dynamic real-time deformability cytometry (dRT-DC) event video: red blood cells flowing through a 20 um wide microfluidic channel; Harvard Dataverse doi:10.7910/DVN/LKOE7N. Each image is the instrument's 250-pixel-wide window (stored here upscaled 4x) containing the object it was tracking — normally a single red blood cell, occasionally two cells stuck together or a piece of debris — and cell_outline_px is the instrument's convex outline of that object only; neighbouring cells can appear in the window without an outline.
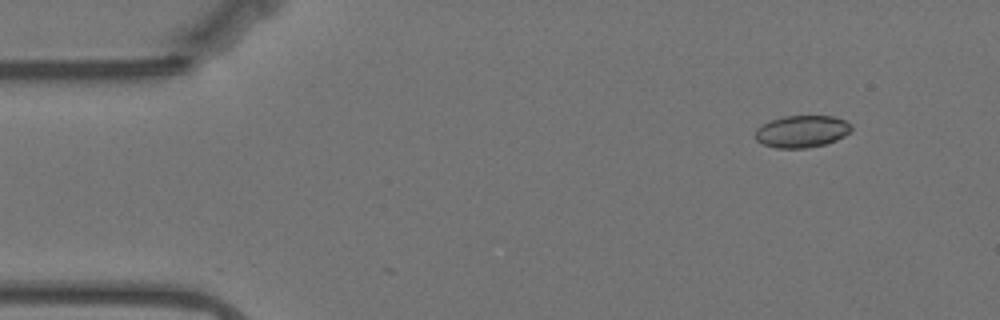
{"species": "Egyptian fruit bat (a non-hibernating species)", "species_latin": "Rousettus aegyptiacus", "temperature_condition": "warm", "stored_images_in_passage": 47, "camera_frame_rate_fps": 3000, "um_per_image_px": 0.085, "animal": {"sex": "female"}, "frame": {"image": 1, "passage_image": 1, "time_ms": 0.0, "image_size_px": [1000, 320], "cell_outline_px": [[852, 128], [844, 136], [836, 140], [824, 144], [804, 148], [776, 148], [764, 144], [756, 140], [756, 128], [772, 120], [784, 116], [832, 116], [844, 120], [852, 124]], "centroid_in_image_um": [68.16, 11.17], "position_along_channel_um": 16.8, "area_um2": 17.74}}
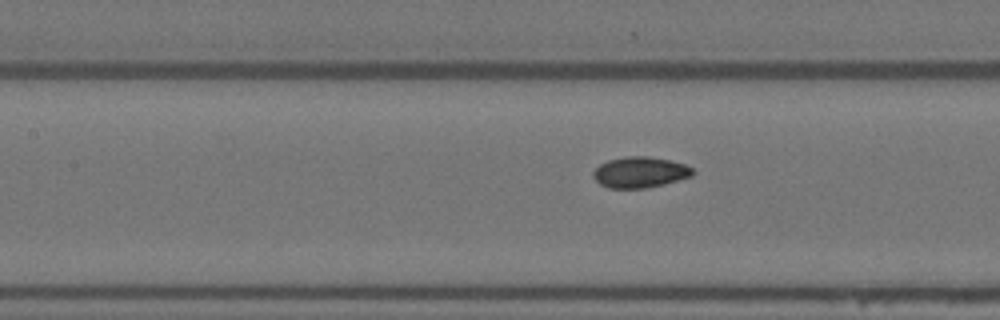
{"frame": {"image": 2, "passage_image": 20, "time_ms": 6.333, "image_size_px": [1000, 320], "cell_outline_px": [[696, 172], [692, 176], [664, 184], [648, 188], [608, 188], [600, 184], [592, 176], [592, 172], [600, 164], [608, 160], [624, 156], [648, 156], [672, 160], [684, 164], [692, 168]], "centroid_in_image_um": [54.41, 14.64], "position_along_channel_um": 153.0, "area_um2": 18.09}}
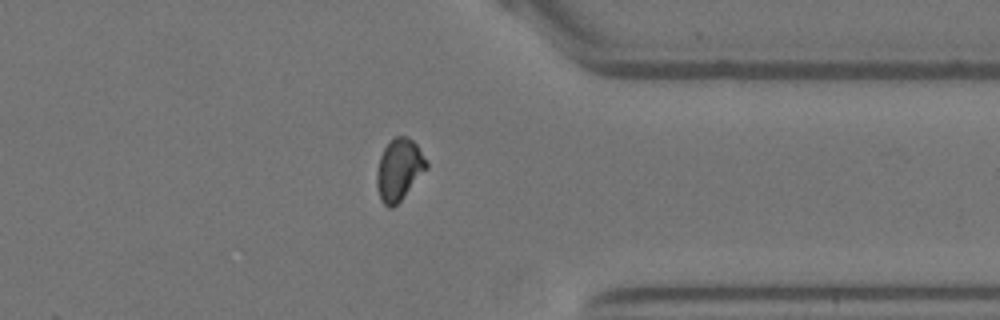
{"frame": {"image": 3, "passage_image": 40, "time_ms": 13.0, "image_size_px": [1000, 320], "cell_outline_px": [[428, 168], [400, 200], [392, 208], [388, 208], [380, 200], [376, 184], [376, 172], [380, 156], [384, 148], [396, 136], [408, 136], [416, 144], [428, 160]], "centroid_in_image_um": [33.92, 14.41], "position_along_channel_um": 377.5, "area_um2": 17.86}}